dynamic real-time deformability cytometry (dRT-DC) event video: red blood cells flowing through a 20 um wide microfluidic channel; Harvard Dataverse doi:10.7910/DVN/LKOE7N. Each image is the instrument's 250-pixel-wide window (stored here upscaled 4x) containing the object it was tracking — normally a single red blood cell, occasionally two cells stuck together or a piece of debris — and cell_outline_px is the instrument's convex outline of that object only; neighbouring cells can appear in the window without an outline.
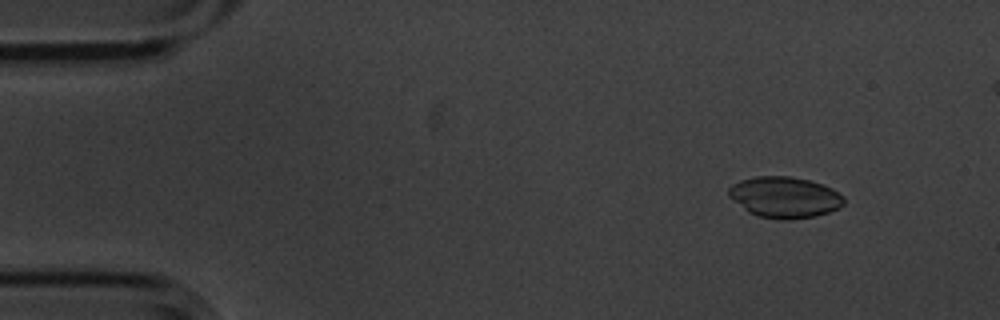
{"species": "common noctule bat (a hibernating species)", "species_latin": "Nyctalus noctula", "temperature_condition": "cold", "stored_images_in_passage": 6, "camera_frame_rate_fps": 3000, "um_per_image_px": 0.085, "animal": {"sex": "male", "body_mass_g": 20.1, "forearm_length_mm": 53.5}, "frame": {"image": 1, "passage_image": 2, "time_ms": 0.333, "image_size_px": [1000, 320], "cell_outline_px": [[844, 204], [840, 208], [816, 216], [788, 220], [780, 220], [756, 216], [748, 212], [728, 196], [728, 188], [732, 184], [740, 180], [756, 176], [788, 176], [808, 180], [824, 184], [832, 188], [844, 196]], "centroid_in_image_um": [66.7, 16.77], "position_along_channel_um": 18.3, "area_um2": 27.86}}